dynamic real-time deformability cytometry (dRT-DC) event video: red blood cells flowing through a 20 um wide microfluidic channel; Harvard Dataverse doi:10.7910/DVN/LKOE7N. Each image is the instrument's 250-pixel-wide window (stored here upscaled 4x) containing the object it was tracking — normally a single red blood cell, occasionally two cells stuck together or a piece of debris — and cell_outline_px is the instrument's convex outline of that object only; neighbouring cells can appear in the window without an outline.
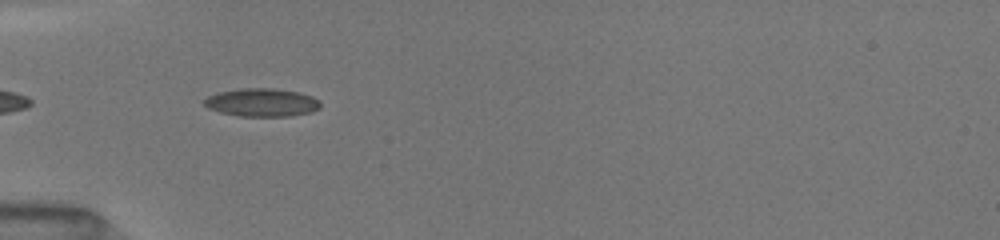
{"species": "common noctule bat (a hibernating species)", "species_latin": "Nyctalus noctula", "temperature_condition": "room temperature", "stored_images_in_passage": 31, "camera_frame_rate_fps": 3000, "um_per_image_px": 0.085, "animal": {"sex": "female", "body_mass_g": 19.5, "forearm_length_mm": 54.1}, "frame": {"image": 1, "passage_image": 3, "time_ms": 0.667, "image_size_px": [1000, 240], "cell_outline_px": [[320, 108], [312, 112], [288, 116], [240, 116], [220, 112], [208, 108], [204, 104], [204, 100], [208, 96], [220, 92], [240, 88], [272, 88], [296, 92], [312, 96], [320, 100]], "centroid_in_image_um": [22.27, 8.71], "position_along_channel_um": 62.7, "area_um2": 18.96}}
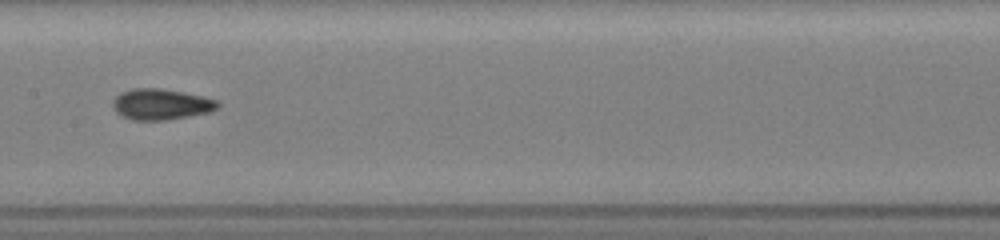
{"frame": {"image": 2, "passage_image": 11, "time_ms": 4.0, "image_size_px": [1000, 240], "cell_outline_px": [[220, 108], [208, 112], [188, 116], [164, 120], [132, 120], [116, 112], [112, 104], [112, 100], [120, 92], [132, 88], [160, 88], [184, 92], [204, 96], [220, 100]], "centroid_in_image_um": [13.72, 8.85], "position_along_channel_um": 193.7, "area_um2": 19.07}}
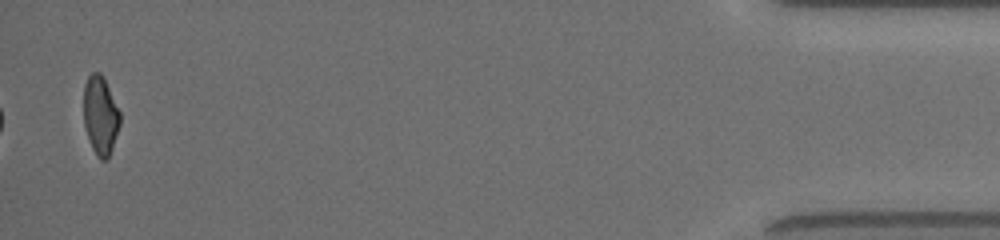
{"frame": {"image": 3, "passage_image": 31, "time_ms": 11.667, "image_size_px": [1000, 240], "cell_outline_px": [[120, 124], [108, 160], [100, 160], [96, 156], [92, 148], [84, 124], [84, 84], [88, 76], [92, 72], [100, 72], [104, 76], [120, 112]], "centroid_in_image_um": [8.54, 9.8], "position_along_channel_um": 426.7, "area_um2": 16.76}, "authors_computed_cell_mechanics": {"area_um2": 17.8602, "velocity_mm_per_s": 4.0668, "shape_relaxation_time_tau1_ms": 9.0508, "shape_relaxation_time_tau2_ms": 1.174, "deformation_change_tau1": 0.1839, "deformation_change_tau2": 0.0391}}